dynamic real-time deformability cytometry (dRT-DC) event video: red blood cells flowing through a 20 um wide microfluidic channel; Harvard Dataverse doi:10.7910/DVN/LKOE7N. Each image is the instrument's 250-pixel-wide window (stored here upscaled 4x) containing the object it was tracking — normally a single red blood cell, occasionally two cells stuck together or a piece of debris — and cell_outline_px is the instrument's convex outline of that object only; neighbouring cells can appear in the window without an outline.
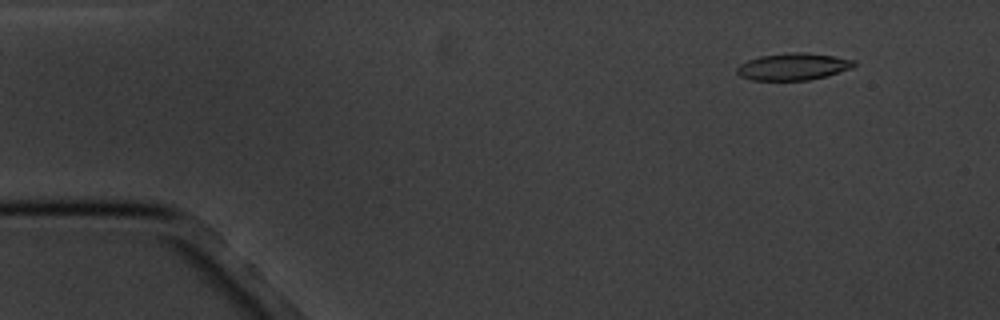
{"species": "common noctule bat (a hibernating species)", "species_latin": "Nyctalus noctula", "temperature_condition": "cold", "stored_images_in_passage": 5, "camera_frame_rate_fps": 3000, "um_per_image_px": 0.085, "animal": {"sex": "male", "body_mass_g": 20.1, "forearm_length_mm": 53.5}, "frame": {"image": 1, "passage_image": 2, "time_ms": 1.333, "image_size_px": [1000, 320], "cell_outline_px": [[856, 64], [852, 68], [828, 76], [808, 80], [752, 80], [740, 76], [736, 72], [736, 68], [740, 64], [748, 60], [760, 56], [792, 52], [804, 52], [832, 56], [856, 60]], "centroid_in_image_um": [67.43, 5.67], "position_along_channel_um": 17.6, "area_um2": 18.44}}
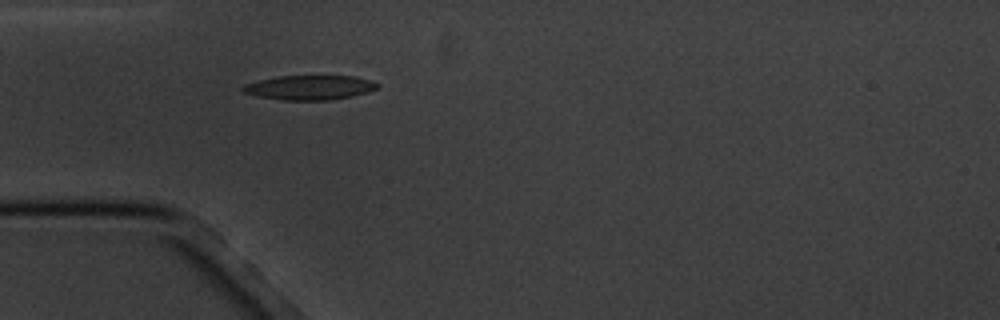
{"frame": {"image": 2, "passage_image": 5, "time_ms": 5.0, "image_size_px": [1000, 320], "cell_outline_px": [[380, 84], [376, 88], [368, 92], [352, 96], [328, 100], [280, 100], [240, 92], [240, 88], [244, 84], [276, 76], [356, 76], [372, 80]], "centroid_in_image_um": [26.3, 7.43], "position_along_channel_um": 58.7, "area_um2": 19.31}}